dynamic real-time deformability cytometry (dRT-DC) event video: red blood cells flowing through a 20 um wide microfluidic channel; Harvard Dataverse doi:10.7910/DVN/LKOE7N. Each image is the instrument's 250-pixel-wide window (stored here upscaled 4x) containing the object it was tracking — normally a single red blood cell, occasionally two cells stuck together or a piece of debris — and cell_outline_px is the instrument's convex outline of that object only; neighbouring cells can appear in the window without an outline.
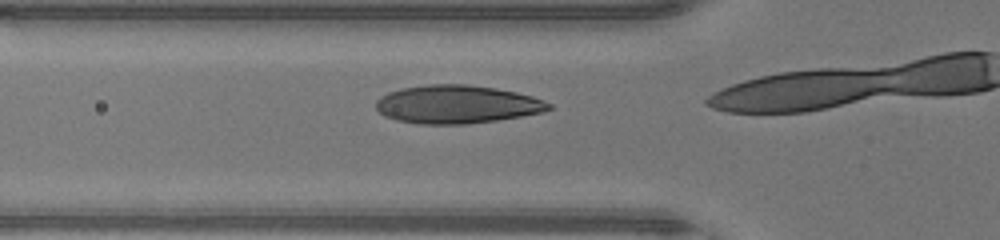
{"species": "human", "species_latin": "Homo sapiens", "temperature_condition": "warm", "stored_images_in_passage": 11, "camera_frame_rate_fps": 3000, "um_per_image_px": 0.085, "donor": {"sex": "male"}, "frame": {"image": 1, "passage_image": 8, "time_ms": 2.333, "image_size_px": [1000, 240], "cell_outline_px": [[552, 108], [544, 112], [496, 120], [468, 124], [420, 124], [396, 120], [384, 116], [376, 108], [376, 100], [380, 96], [388, 92], [400, 88], [428, 84], [468, 84], [496, 88], [516, 92], [532, 96], [544, 100], [552, 104]], "centroid_in_image_um": [38.83, 8.86], "position_along_channel_um": 87.0, "area_um2": 38.73}}